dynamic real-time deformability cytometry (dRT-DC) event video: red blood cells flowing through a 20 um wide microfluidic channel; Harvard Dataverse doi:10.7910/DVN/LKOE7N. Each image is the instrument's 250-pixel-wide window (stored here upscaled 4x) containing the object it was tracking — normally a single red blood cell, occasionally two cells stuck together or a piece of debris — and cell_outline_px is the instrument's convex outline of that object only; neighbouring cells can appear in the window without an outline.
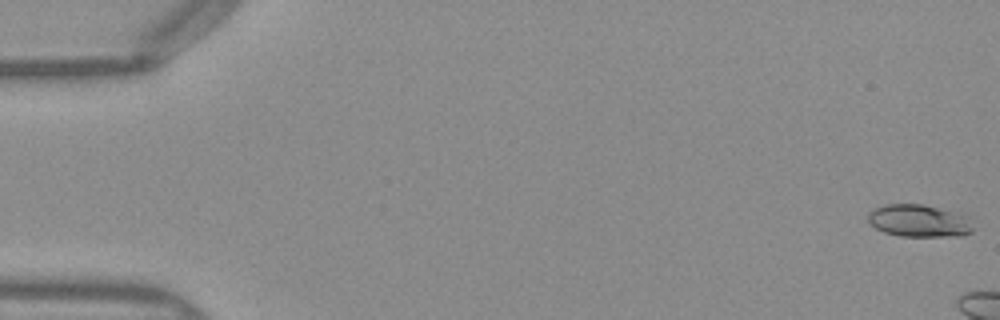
{"species": "Egyptian fruit bat (a non-hibernating species)", "species_latin": "Rousettus aegyptiacus", "temperature_condition": "warm", "stored_images_in_passage": 7, "camera_frame_rate_fps": 3000, "um_per_image_px": 0.085, "frame": {"image": 1, "passage_image": 1, "time_ms": 0.0, "image_size_px": [1000, 320], "cell_outline_px": [[972, 232], [964, 236], [900, 236], [884, 232], [876, 228], [868, 220], [868, 212], [884, 204], [924, 204], [964, 212], [968, 216], [972, 228]], "centroid_in_image_um": [78.18, 18.75], "position_along_channel_um": 6.8, "area_um2": 20.23}}